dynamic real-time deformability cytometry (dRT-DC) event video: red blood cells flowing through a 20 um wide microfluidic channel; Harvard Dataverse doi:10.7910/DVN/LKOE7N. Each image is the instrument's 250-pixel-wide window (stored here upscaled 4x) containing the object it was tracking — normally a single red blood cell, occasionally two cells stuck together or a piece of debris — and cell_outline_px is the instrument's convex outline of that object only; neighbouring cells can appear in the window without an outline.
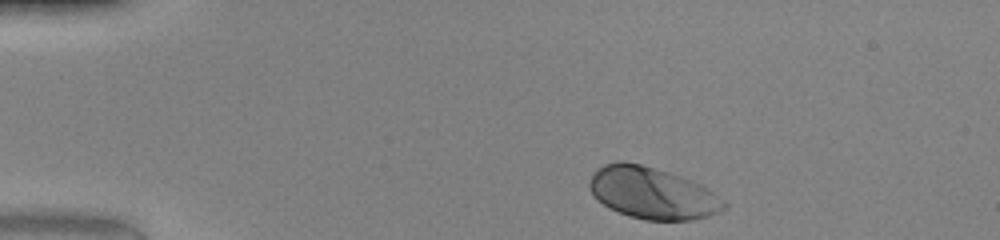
{"species": "human", "species_latin": "Homo sapiens", "temperature_condition": "warm", "stored_images_in_passage": 41, "camera_frame_rate_fps": 3000, "um_per_image_px": 0.085, "donor": {"sex": "female"}, "frame": {"image": 1, "passage_image": 1, "time_ms": 0.0, "image_size_px": [1000, 240], "cell_outline_px": [[728, 204], [720, 212], [708, 216], [692, 220], [644, 220], [628, 216], [608, 208], [596, 200], [592, 196], [588, 188], [588, 184], [592, 172], [604, 164], [616, 160], [624, 160], [640, 164], [668, 172], [680, 176], [700, 184], [724, 200]], "centroid_in_image_um": [55.38, 16.41], "position_along_channel_um": 29.6, "area_um2": 40.92}}
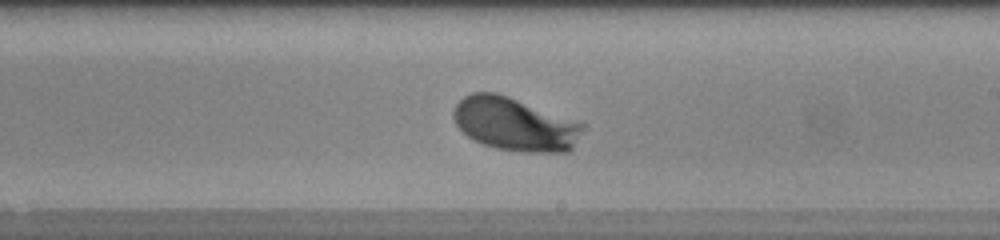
{"frame": {"image": 2, "passage_image": 22, "time_ms": 7.0, "image_size_px": [1000, 240], "cell_outline_px": [[588, 124], [572, 148], [568, 152], [528, 152], [496, 148], [472, 140], [456, 124], [452, 116], [452, 112], [456, 104], [464, 96], [472, 92], [496, 92]], "centroid_in_image_um": [43.78, 10.55], "position_along_channel_um": 245.2, "area_um2": 40.29}}
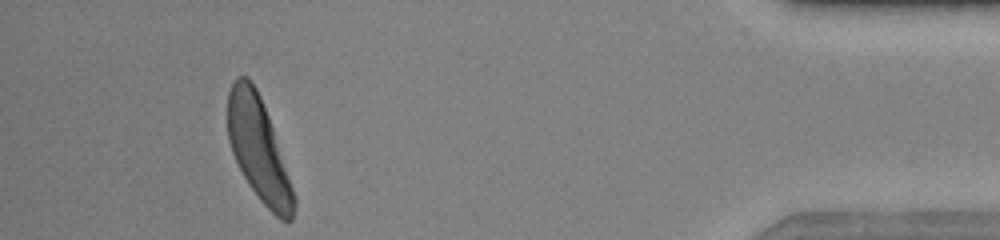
{"frame": {"image": 3, "passage_image": 38, "time_ms": 12.333, "image_size_px": [1000, 240], "cell_outline_px": [[296, 204], [292, 220], [288, 224], [280, 220], [260, 200], [248, 184], [232, 152], [228, 140], [228, 92], [236, 76], [248, 76], [256, 88], [260, 96], [268, 116], [296, 200]], "centroid_in_image_um": [21.97, 12.7], "position_along_channel_um": 413.2, "area_um2": 39.07}, "authors_computed_cell_mechanics": {"area_um2": 39.0728, "velocity_mm_per_s": 4.1739, "shape_relaxation_time_tau1_ms": 1.4048, "shape_relaxation_time_tau2_ms": null, "deformation_change_tau1": 0.1375, "deformation_change_tau2": null}}